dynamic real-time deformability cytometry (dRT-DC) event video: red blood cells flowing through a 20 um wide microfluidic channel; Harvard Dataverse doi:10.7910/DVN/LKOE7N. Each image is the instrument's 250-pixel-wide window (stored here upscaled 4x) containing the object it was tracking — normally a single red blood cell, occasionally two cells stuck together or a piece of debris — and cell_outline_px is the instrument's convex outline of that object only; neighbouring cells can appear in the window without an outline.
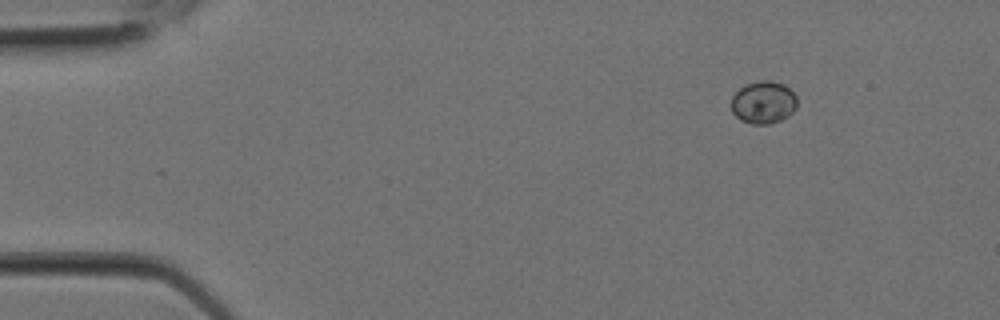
{"species": "Egyptian fruit bat (a non-hibernating species)", "species_latin": "Rousettus aegyptiacus", "temperature_condition": "room temperature", "stored_images_in_passage": 2, "camera_frame_rate_fps": 3000, "um_per_image_px": 0.085, "animal": {"sex": "female"}, "frame": {"image": 1, "passage_image": 1, "time_ms": 0.0, "image_size_px": [1000, 320], "cell_outline_px": [[796, 108], [788, 116], [780, 120], [768, 124], [752, 124], [740, 120], [732, 112], [732, 96], [744, 84], [760, 80], [772, 80], [784, 84], [796, 96]], "centroid_in_image_um": [64.88, 8.69], "position_along_channel_um": 20.1, "area_um2": 16.36}}